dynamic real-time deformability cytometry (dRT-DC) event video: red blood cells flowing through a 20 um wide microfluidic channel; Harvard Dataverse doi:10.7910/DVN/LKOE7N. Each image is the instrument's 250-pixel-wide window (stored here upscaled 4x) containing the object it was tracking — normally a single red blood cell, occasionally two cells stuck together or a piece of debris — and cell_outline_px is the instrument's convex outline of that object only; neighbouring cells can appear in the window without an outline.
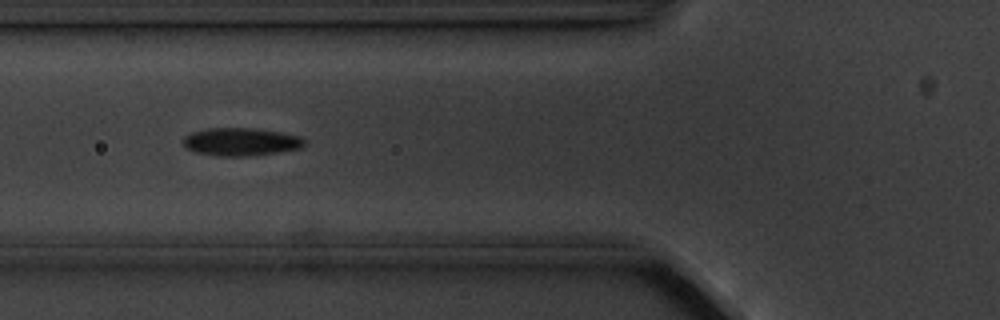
{"species": "common noctule bat (a hibernating species)", "species_latin": "Nyctalus noctula", "temperature_condition": "cold", "stored_images_in_passage": 13, "camera_frame_rate_fps": 3000, "um_per_image_px": 0.085, "animal": {"sex": "male", "body_mass_g": 20.1, "forearm_length_mm": 53.5}, "frame": {"image": 1, "passage_image": 4, "time_ms": 4.667, "image_size_px": [1000, 320], "cell_outline_px": [[304, 144], [300, 148], [252, 156], [216, 156], [196, 152], [184, 148], [184, 136], [192, 132], [208, 128], [252, 128], [280, 132], [300, 136], [304, 140]], "centroid_in_image_um": [20.44, 12.05], "position_along_channel_um": 105.4, "area_um2": 19.65}}
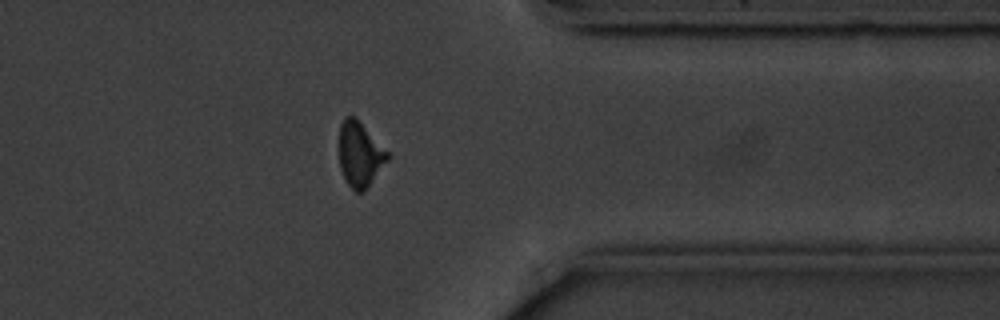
{"frame": {"image": 2, "passage_image": 11, "time_ms": 12.667, "image_size_px": [1000, 320], "cell_outline_px": [[392, 156], [364, 192], [356, 192], [348, 184], [340, 168], [340, 124], [344, 116], [356, 116], [392, 152]], "centroid_in_image_um": [30.67, 13.07], "position_along_channel_um": 380.7, "area_um2": 18.96}}
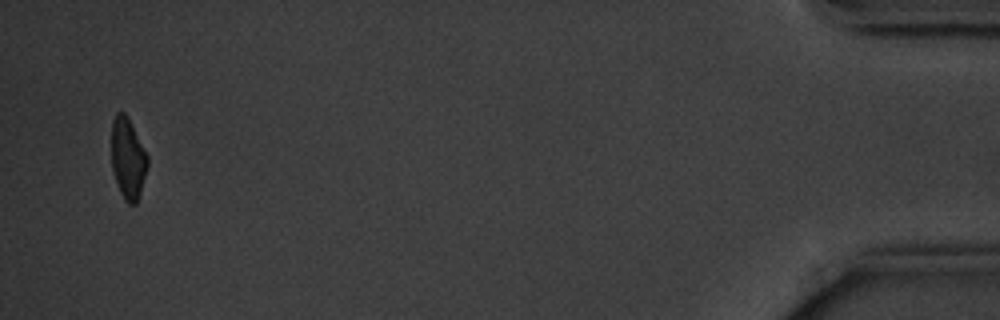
{"frame": {"image": 3, "passage_image": 13, "time_ms": 16.0, "image_size_px": [1000, 320], "cell_outline_px": [[148, 164], [140, 192], [136, 204], [128, 204], [124, 200], [116, 184], [112, 168], [112, 120], [116, 112], [124, 112], [128, 116], [148, 156]], "centroid_in_image_um": [10.86, 13.46], "position_along_channel_um": 424.3, "area_um2": 17.05}, "authors_computed_cell_mechanics": {"area_um2": 18.9584, "velocity_mm_per_s": 3.5619, "shape_relaxation_time_tau1_ms": 2.7617, "shape_relaxation_time_tau2_ms": null, "deformation_change_tau1": 0.0916, "deformation_change_tau2": null}}